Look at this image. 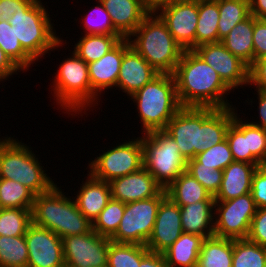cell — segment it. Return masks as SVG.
Masks as SVG:
<instances>
[{
  "label": "cell",
  "instance_id": "60d3db41",
  "mask_svg": "<svg viewBox=\"0 0 266 267\" xmlns=\"http://www.w3.org/2000/svg\"><path fill=\"white\" fill-rule=\"evenodd\" d=\"M187 172H189L204 188L215 196L220 189L223 179V170L203 166L195 158L187 161Z\"/></svg>",
  "mask_w": 266,
  "mask_h": 267
},
{
  "label": "cell",
  "instance_id": "30bf717a",
  "mask_svg": "<svg viewBox=\"0 0 266 267\" xmlns=\"http://www.w3.org/2000/svg\"><path fill=\"white\" fill-rule=\"evenodd\" d=\"M165 189L157 196L125 203L124 215L116 233L110 238L116 243L146 245L150 238Z\"/></svg>",
  "mask_w": 266,
  "mask_h": 267
},
{
  "label": "cell",
  "instance_id": "ba28073f",
  "mask_svg": "<svg viewBox=\"0 0 266 267\" xmlns=\"http://www.w3.org/2000/svg\"><path fill=\"white\" fill-rule=\"evenodd\" d=\"M47 12L41 0H37L28 10L14 12L8 21L14 26L16 37L23 49L35 61L64 44L54 31L50 12Z\"/></svg>",
  "mask_w": 266,
  "mask_h": 267
},
{
  "label": "cell",
  "instance_id": "6da1fadb",
  "mask_svg": "<svg viewBox=\"0 0 266 267\" xmlns=\"http://www.w3.org/2000/svg\"><path fill=\"white\" fill-rule=\"evenodd\" d=\"M236 107H182L165 131L173 137L186 161L226 139Z\"/></svg>",
  "mask_w": 266,
  "mask_h": 267
},
{
  "label": "cell",
  "instance_id": "74e56055",
  "mask_svg": "<svg viewBox=\"0 0 266 267\" xmlns=\"http://www.w3.org/2000/svg\"><path fill=\"white\" fill-rule=\"evenodd\" d=\"M32 209L0 208V236L16 237L26 234L32 223Z\"/></svg>",
  "mask_w": 266,
  "mask_h": 267
},
{
  "label": "cell",
  "instance_id": "83f0119b",
  "mask_svg": "<svg viewBox=\"0 0 266 267\" xmlns=\"http://www.w3.org/2000/svg\"><path fill=\"white\" fill-rule=\"evenodd\" d=\"M233 239L204 238L196 267H232Z\"/></svg>",
  "mask_w": 266,
  "mask_h": 267
},
{
  "label": "cell",
  "instance_id": "ab89813d",
  "mask_svg": "<svg viewBox=\"0 0 266 267\" xmlns=\"http://www.w3.org/2000/svg\"><path fill=\"white\" fill-rule=\"evenodd\" d=\"M82 19L85 34L120 35L113 27L111 17L101 1Z\"/></svg>",
  "mask_w": 266,
  "mask_h": 267
},
{
  "label": "cell",
  "instance_id": "1f68e13d",
  "mask_svg": "<svg viewBox=\"0 0 266 267\" xmlns=\"http://www.w3.org/2000/svg\"><path fill=\"white\" fill-rule=\"evenodd\" d=\"M218 42L250 15L249 0H218Z\"/></svg>",
  "mask_w": 266,
  "mask_h": 267
},
{
  "label": "cell",
  "instance_id": "ffe728a7",
  "mask_svg": "<svg viewBox=\"0 0 266 267\" xmlns=\"http://www.w3.org/2000/svg\"><path fill=\"white\" fill-rule=\"evenodd\" d=\"M158 74L159 73L130 46L123 54L117 79V88H120L130 97Z\"/></svg>",
  "mask_w": 266,
  "mask_h": 267
},
{
  "label": "cell",
  "instance_id": "2e32d148",
  "mask_svg": "<svg viewBox=\"0 0 266 267\" xmlns=\"http://www.w3.org/2000/svg\"><path fill=\"white\" fill-rule=\"evenodd\" d=\"M184 50L195 49L198 2L173 4L156 12Z\"/></svg>",
  "mask_w": 266,
  "mask_h": 267
},
{
  "label": "cell",
  "instance_id": "7c38bea8",
  "mask_svg": "<svg viewBox=\"0 0 266 267\" xmlns=\"http://www.w3.org/2000/svg\"><path fill=\"white\" fill-rule=\"evenodd\" d=\"M214 235L217 237L247 238L257 207L251 193L227 201H215Z\"/></svg>",
  "mask_w": 266,
  "mask_h": 267
},
{
  "label": "cell",
  "instance_id": "9c48e42d",
  "mask_svg": "<svg viewBox=\"0 0 266 267\" xmlns=\"http://www.w3.org/2000/svg\"><path fill=\"white\" fill-rule=\"evenodd\" d=\"M142 136L143 167L166 189L186 171L187 161L173 137L165 130L147 132Z\"/></svg>",
  "mask_w": 266,
  "mask_h": 267
},
{
  "label": "cell",
  "instance_id": "d6986e66",
  "mask_svg": "<svg viewBox=\"0 0 266 267\" xmlns=\"http://www.w3.org/2000/svg\"><path fill=\"white\" fill-rule=\"evenodd\" d=\"M130 46L128 38H123L99 60L88 64L91 89L97 95L106 89L117 88L123 54Z\"/></svg>",
  "mask_w": 266,
  "mask_h": 267
},
{
  "label": "cell",
  "instance_id": "7dc6e473",
  "mask_svg": "<svg viewBox=\"0 0 266 267\" xmlns=\"http://www.w3.org/2000/svg\"><path fill=\"white\" fill-rule=\"evenodd\" d=\"M249 85L266 92V57L254 61L249 67Z\"/></svg>",
  "mask_w": 266,
  "mask_h": 267
},
{
  "label": "cell",
  "instance_id": "4fadbf2b",
  "mask_svg": "<svg viewBox=\"0 0 266 267\" xmlns=\"http://www.w3.org/2000/svg\"><path fill=\"white\" fill-rule=\"evenodd\" d=\"M65 267H107L110 238L92 229L62 238Z\"/></svg>",
  "mask_w": 266,
  "mask_h": 267
},
{
  "label": "cell",
  "instance_id": "7a4b0ae2",
  "mask_svg": "<svg viewBox=\"0 0 266 267\" xmlns=\"http://www.w3.org/2000/svg\"><path fill=\"white\" fill-rule=\"evenodd\" d=\"M173 76L176 81L177 97L182 107L233 106L225 97L232 90L194 50H184Z\"/></svg>",
  "mask_w": 266,
  "mask_h": 267
},
{
  "label": "cell",
  "instance_id": "ac0fdd59",
  "mask_svg": "<svg viewBox=\"0 0 266 267\" xmlns=\"http://www.w3.org/2000/svg\"><path fill=\"white\" fill-rule=\"evenodd\" d=\"M112 199L123 203L145 200L157 196L163 188L144 168L109 182Z\"/></svg>",
  "mask_w": 266,
  "mask_h": 267
},
{
  "label": "cell",
  "instance_id": "3957f363",
  "mask_svg": "<svg viewBox=\"0 0 266 267\" xmlns=\"http://www.w3.org/2000/svg\"><path fill=\"white\" fill-rule=\"evenodd\" d=\"M128 40L159 74H173L184 52L157 13H149Z\"/></svg>",
  "mask_w": 266,
  "mask_h": 267
},
{
  "label": "cell",
  "instance_id": "f5cc1de1",
  "mask_svg": "<svg viewBox=\"0 0 266 267\" xmlns=\"http://www.w3.org/2000/svg\"><path fill=\"white\" fill-rule=\"evenodd\" d=\"M199 0H146L147 7L150 13H156L163 7L173 4L198 2Z\"/></svg>",
  "mask_w": 266,
  "mask_h": 267
},
{
  "label": "cell",
  "instance_id": "f35d334b",
  "mask_svg": "<svg viewBox=\"0 0 266 267\" xmlns=\"http://www.w3.org/2000/svg\"><path fill=\"white\" fill-rule=\"evenodd\" d=\"M124 209L125 203L111 198L99 216L93 221L92 230L100 236L111 238L119 227Z\"/></svg>",
  "mask_w": 266,
  "mask_h": 267
},
{
  "label": "cell",
  "instance_id": "d6a6232c",
  "mask_svg": "<svg viewBox=\"0 0 266 267\" xmlns=\"http://www.w3.org/2000/svg\"><path fill=\"white\" fill-rule=\"evenodd\" d=\"M232 267H266V247L247 238L233 239Z\"/></svg>",
  "mask_w": 266,
  "mask_h": 267
},
{
  "label": "cell",
  "instance_id": "7bdbcfd3",
  "mask_svg": "<svg viewBox=\"0 0 266 267\" xmlns=\"http://www.w3.org/2000/svg\"><path fill=\"white\" fill-rule=\"evenodd\" d=\"M248 151L261 163H266V129L247 121Z\"/></svg>",
  "mask_w": 266,
  "mask_h": 267
},
{
  "label": "cell",
  "instance_id": "bcb514c9",
  "mask_svg": "<svg viewBox=\"0 0 266 267\" xmlns=\"http://www.w3.org/2000/svg\"><path fill=\"white\" fill-rule=\"evenodd\" d=\"M253 48L254 61L266 57V19L254 17Z\"/></svg>",
  "mask_w": 266,
  "mask_h": 267
},
{
  "label": "cell",
  "instance_id": "9a60e30c",
  "mask_svg": "<svg viewBox=\"0 0 266 267\" xmlns=\"http://www.w3.org/2000/svg\"><path fill=\"white\" fill-rule=\"evenodd\" d=\"M27 267H65L63 243L53 231L31 223L26 231Z\"/></svg>",
  "mask_w": 266,
  "mask_h": 267
},
{
  "label": "cell",
  "instance_id": "484cf974",
  "mask_svg": "<svg viewBox=\"0 0 266 267\" xmlns=\"http://www.w3.org/2000/svg\"><path fill=\"white\" fill-rule=\"evenodd\" d=\"M165 191L167 197L179 206L198 201H215L214 196L187 171L181 173Z\"/></svg>",
  "mask_w": 266,
  "mask_h": 267
},
{
  "label": "cell",
  "instance_id": "816d5d0a",
  "mask_svg": "<svg viewBox=\"0 0 266 267\" xmlns=\"http://www.w3.org/2000/svg\"><path fill=\"white\" fill-rule=\"evenodd\" d=\"M257 91V95H258V109L257 111H259L258 115L260 117L259 121L256 122H250L251 124L258 126V127H262L266 129V92L265 91H261V90H255Z\"/></svg>",
  "mask_w": 266,
  "mask_h": 267
},
{
  "label": "cell",
  "instance_id": "c3c4849f",
  "mask_svg": "<svg viewBox=\"0 0 266 267\" xmlns=\"http://www.w3.org/2000/svg\"><path fill=\"white\" fill-rule=\"evenodd\" d=\"M37 0H0V22L9 21L14 12L28 10Z\"/></svg>",
  "mask_w": 266,
  "mask_h": 267
},
{
  "label": "cell",
  "instance_id": "8d00e7d4",
  "mask_svg": "<svg viewBox=\"0 0 266 267\" xmlns=\"http://www.w3.org/2000/svg\"><path fill=\"white\" fill-rule=\"evenodd\" d=\"M145 245L116 243L110 240L107 267H139Z\"/></svg>",
  "mask_w": 266,
  "mask_h": 267
},
{
  "label": "cell",
  "instance_id": "ee69618b",
  "mask_svg": "<svg viewBox=\"0 0 266 267\" xmlns=\"http://www.w3.org/2000/svg\"><path fill=\"white\" fill-rule=\"evenodd\" d=\"M250 193L257 208L266 207V163L257 167L252 178Z\"/></svg>",
  "mask_w": 266,
  "mask_h": 267
},
{
  "label": "cell",
  "instance_id": "f6af8a7d",
  "mask_svg": "<svg viewBox=\"0 0 266 267\" xmlns=\"http://www.w3.org/2000/svg\"><path fill=\"white\" fill-rule=\"evenodd\" d=\"M247 239L266 247V207L257 208Z\"/></svg>",
  "mask_w": 266,
  "mask_h": 267
},
{
  "label": "cell",
  "instance_id": "5b68a950",
  "mask_svg": "<svg viewBox=\"0 0 266 267\" xmlns=\"http://www.w3.org/2000/svg\"><path fill=\"white\" fill-rule=\"evenodd\" d=\"M136 103L142 122V134L165 130L168 122L182 108L173 74H158L130 96Z\"/></svg>",
  "mask_w": 266,
  "mask_h": 267
},
{
  "label": "cell",
  "instance_id": "f1b7e54d",
  "mask_svg": "<svg viewBox=\"0 0 266 267\" xmlns=\"http://www.w3.org/2000/svg\"><path fill=\"white\" fill-rule=\"evenodd\" d=\"M218 21V0H199L195 48L203 44L218 43Z\"/></svg>",
  "mask_w": 266,
  "mask_h": 267
},
{
  "label": "cell",
  "instance_id": "8992f818",
  "mask_svg": "<svg viewBox=\"0 0 266 267\" xmlns=\"http://www.w3.org/2000/svg\"><path fill=\"white\" fill-rule=\"evenodd\" d=\"M71 55L59 65L52 82L54 91L52 96L66 113L74 112L79 115L83 110L86 112L85 110L88 111L92 106H96L100 95L91 89L88 64L74 51Z\"/></svg>",
  "mask_w": 266,
  "mask_h": 267
},
{
  "label": "cell",
  "instance_id": "4dcf8cb0",
  "mask_svg": "<svg viewBox=\"0 0 266 267\" xmlns=\"http://www.w3.org/2000/svg\"><path fill=\"white\" fill-rule=\"evenodd\" d=\"M230 150L234 161L255 164L257 167L261 163L248 151L247 144V121L242 120L237 113L233 117V122L228 127L226 133Z\"/></svg>",
  "mask_w": 266,
  "mask_h": 267
},
{
  "label": "cell",
  "instance_id": "e575fe53",
  "mask_svg": "<svg viewBox=\"0 0 266 267\" xmlns=\"http://www.w3.org/2000/svg\"><path fill=\"white\" fill-rule=\"evenodd\" d=\"M35 196L21 183L0 178V208L32 209Z\"/></svg>",
  "mask_w": 266,
  "mask_h": 267
},
{
  "label": "cell",
  "instance_id": "52a82bcc",
  "mask_svg": "<svg viewBox=\"0 0 266 267\" xmlns=\"http://www.w3.org/2000/svg\"><path fill=\"white\" fill-rule=\"evenodd\" d=\"M45 172L29 146L14 136L4 137L0 144V178L19 182L38 195L55 185Z\"/></svg>",
  "mask_w": 266,
  "mask_h": 267
},
{
  "label": "cell",
  "instance_id": "d4e9b609",
  "mask_svg": "<svg viewBox=\"0 0 266 267\" xmlns=\"http://www.w3.org/2000/svg\"><path fill=\"white\" fill-rule=\"evenodd\" d=\"M253 29L254 16L250 14L233 27L229 34L221 40L225 48L248 67L254 62Z\"/></svg>",
  "mask_w": 266,
  "mask_h": 267
},
{
  "label": "cell",
  "instance_id": "db71d44e",
  "mask_svg": "<svg viewBox=\"0 0 266 267\" xmlns=\"http://www.w3.org/2000/svg\"><path fill=\"white\" fill-rule=\"evenodd\" d=\"M250 14L259 19H266V0H249Z\"/></svg>",
  "mask_w": 266,
  "mask_h": 267
},
{
  "label": "cell",
  "instance_id": "cb8c5ba5",
  "mask_svg": "<svg viewBox=\"0 0 266 267\" xmlns=\"http://www.w3.org/2000/svg\"><path fill=\"white\" fill-rule=\"evenodd\" d=\"M215 201H198L180 207L183 233L196 234L203 238L214 235Z\"/></svg>",
  "mask_w": 266,
  "mask_h": 267
},
{
  "label": "cell",
  "instance_id": "277c9868",
  "mask_svg": "<svg viewBox=\"0 0 266 267\" xmlns=\"http://www.w3.org/2000/svg\"><path fill=\"white\" fill-rule=\"evenodd\" d=\"M32 223L47 228L60 238L82 235L92 229L90 222L77 204L55 184L48 192L35 196L31 210Z\"/></svg>",
  "mask_w": 266,
  "mask_h": 267
},
{
  "label": "cell",
  "instance_id": "44dd1931",
  "mask_svg": "<svg viewBox=\"0 0 266 267\" xmlns=\"http://www.w3.org/2000/svg\"><path fill=\"white\" fill-rule=\"evenodd\" d=\"M111 17L114 29L129 38L150 13L146 0H100Z\"/></svg>",
  "mask_w": 266,
  "mask_h": 267
},
{
  "label": "cell",
  "instance_id": "5bb4252c",
  "mask_svg": "<svg viewBox=\"0 0 266 267\" xmlns=\"http://www.w3.org/2000/svg\"><path fill=\"white\" fill-rule=\"evenodd\" d=\"M194 51L219 74L231 90L249 85V67L221 42L203 44Z\"/></svg>",
  "mask_w": 266,
  "mask_h": 267
},
{
  "label": "cell",
  "instance_id": "11a10c76",
  "mask_svg": "<svg viewBox=\"0 0 266 267\" xmlns=\"http://www.w3.org/2000/svg\"><path fill=\"white\" fill-rule=\"evenodd\" d=\"M3 141H4V139H3V138H2V139L0 138V144H1Z\"/></svg>",
  "mask_w": 266,
  "mask_h": 267
},
{
  "label": "cell",
  "instance_id": "8fae6325",
  "mask_svg": "<svg viewBox=\"0 0 266 267\" xmlns=\"http://www.w3.org/2000/svg\"><path fill=\"white\" fill-rule=\"evenodd\" d=\"M92 160L88 172L95 178L110 182L116 178L138 171L143 167V144L141 137L124 141Z\"/></svg>",
  "mask_w": 266,
  "mask_h": 267
},
{
  "label": "cell",
  "instance_id": "681fc988",
  "mask_svg": "<svg viewBox=\"0 0 266 267\" xmlns=\"http://www.w3.org/2000/svg\"><path fill=\"white\" fill-rule=\"evenodd\" d=\"M22 71L0 47V79L7 80L9 76ZM7 78V79H6Z\"/></svg>",
  "mask_w": 266,
  "mask_h": 267
},
{
  "label": "cell",
  "instance_id": "4316f807",
  "mask_svg": "<svg viewBox=\"0 0 266 267\" xmlns=\"http://www.w3.org/2000/svg\"><path fill=\"white\" fill-rule=\"evenodd\" d=\"M204 238L190 233L181 236L163 253L169 267H196Z\"/></svg>",
  "mask_w": 266,
  "mask_h": 267
},
{
  "label": "cell",
  "instance_id": "f546056e",
  "mask_svg": "<svg viewBox=\"0 0 266 267\" xmlns=\"http://www.w3.org/2000/svg\"><path fill=\"white\" fill-rule=\"evenodd\" d=\"M121 39V35L85 34L75 44L74 52L89 64L103 57Z\"/></svg>",
  "mask_w": 266,
  "mask_h": 267
},
{
  "label": "cell",
  "instance_id": "b9f144b4",
  "mask_svg": "<svg viewBox=\"0 0 266 267\" xmlns=\"http://www.w3.org/2000/svg\"><path fill=\"white\" fill-rule=\"evenodd\" d=\"M195 159L203 164V166L212 167L217 170H224L230 163L234 162L232 152L226 139L208 150L197 154Z\"/></svg>",
  "mask_w": 266,
  "mask_h": 267
},
{
  "label": "cell",
  "instance_id": "7402d4cb",
  "mask_svg": "<svg viewBox=\"0 0 266 267\" xmlns=\"http://www.w3.org/2000/svg\"><path fill=\"white\" fill-rule=\"evenodd\" d=\"M87 176L86 181L80 186V190L77 192L74 200L78 210L93 223L111 200L112 195L108 182L99 180L90 173Z\"/></svg>",
  "mask_w": 266,
  "mask_h": 267
},
{
  "label": "cell",
  "instance_id": "603a6c76",
  "mask_svg": "<svg viewBox=\"0 0 266 267\" xmlns=\"http://www.w3.org/2000/svg\"><path fill=\"white\" fill-rule=\"evenodd\" d=\"M255 164L232 162L223 170V179L215 201H227L251 192Z\"/></svg>",
  "mask_w": 266,
  "mask_h": 267
},
{
  "label": "cell",
  "instance_id": "e0dca14e",
  "mask_svg": "<svg viewBox=\"0 0 266 267\" xmlns=\"http://www.w3.org/2000/svg\"><path fill=\"white\" fill-rule=\"evenodd\" d=\"M182 233L180 207L166 197L159 206L152 234L145 246L149 251L163 254Z\"/></svg>",
  "mask_w": 266,
  "mask_h": 267
},
{
  "label": "cell",
  "instance_id": "f907efd6",
  "mask_svg": "<svg viewBox=\"0 0 266 267\" xmlns=\"http://www.w3.org/2000/svg\"><path fill=\"white\" fill-rule=\"evenodd\" d=\"M139 267H169L164 254L147 250L140 261Z\"/></svg>",
  "mask_w": 266,
  "mask_h": 267
},
{
  "label": "cell",
  "instance_id": "d590c367",
  "mask_svg": "<svg viewBox=\"0 0 266 267\" xmlns=\"http://www.w3.org/2000/svg\"><path fill=\"white\" fill-rule=\"evenodd\" d=\"M28 250L25 235L0 236V267H27Z\"/></svg>",
  "mask_w": 266,
  "mask_h": 267
},
{
  "label": "cell",
  "instance_id": "836d02e7",
  "mask_svg": "<svg viewBox=\"0 0 266 267\" xmlns=\"http://www.w3.org/2000/svg\"><path fill=\"white\" fill-rule=\"evenodd\" d=\"M0 47L23 72L35 63V60L23 49L16 37L14 26H11L8 21L0 22Z\"/></svg>",
  "mask_w": 266,
  "mask_h": 267
}]
</instances>
